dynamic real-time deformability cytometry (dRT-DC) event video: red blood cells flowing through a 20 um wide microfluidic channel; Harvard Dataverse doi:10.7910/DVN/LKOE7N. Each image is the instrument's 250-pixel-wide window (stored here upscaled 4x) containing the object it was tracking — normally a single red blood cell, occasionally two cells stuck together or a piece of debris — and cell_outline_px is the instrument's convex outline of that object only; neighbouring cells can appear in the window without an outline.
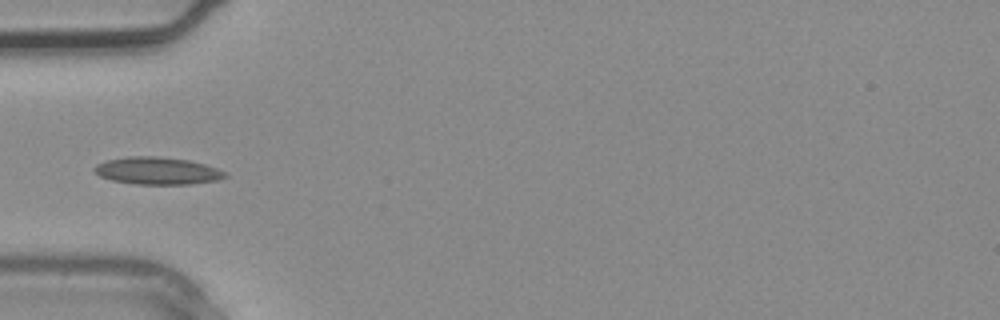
{"species": "common noctule bat (a hibernating species)", "species_latin": "Nyctalus noctula", "temperature_condition": "warm", "stored_images_in_passage": 3, "camera_frame_rate_fps": 3000, "um_per_image_px": 0.085, "animal": {"sex": "male", "body_mass_g": 20.4}, "frame": {"image": 1, "passage_image": 3, "time_ms": 0.667, "image_size_px": [1000, 320], "cell_outline_px": [[228, 176], [216, 180], [192, 184], [136, 184], [112, 180], [100, 176], [92, 168], [96, 164], [104, 160], [128, 156], [156, 156], [188, 160], [204, 164], [216, 168], [224, 172]], "centroid_in_image_um": [13.33, 14.51], "position_along_channel_um": 71.7, "area_um2": 20.75}}